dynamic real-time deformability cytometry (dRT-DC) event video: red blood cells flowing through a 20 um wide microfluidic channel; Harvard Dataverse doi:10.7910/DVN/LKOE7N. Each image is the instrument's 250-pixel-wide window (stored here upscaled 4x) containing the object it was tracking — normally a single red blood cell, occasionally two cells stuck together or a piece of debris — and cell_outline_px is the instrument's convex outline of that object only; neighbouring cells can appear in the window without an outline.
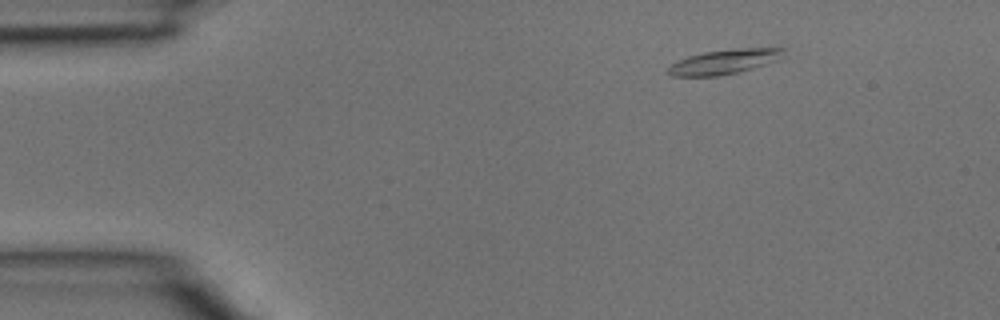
{"species": "common noctule bat (a hibernating species)", "species_latin": "Nyctalus noctula", "temperature_condition": "room temperature", "stored_images_in_passage": 3, "segment_of_instrument_passage": [1, 2], "camera_frame_rate_fps": 3000, "um_per_image_px": 0.085, "animal": {"sex": "male", "body_mass_g": 15.6}, "frame": {"image": 1, "passage_image": 1, "time_ms": 0.0, "image_size_px": [1000, 320], "cell_outline_px": [[788, 48], [784, 56], [776, 60], [740, 72], [720, 76], [672, 76], [664, 72], [672, 64], [688, 56], [704, 52], [736, 48]], "centroid_in_image_um": [61.57, 5.25], "position_along_channel_um": 23.4, "area_um2": 16.65}}